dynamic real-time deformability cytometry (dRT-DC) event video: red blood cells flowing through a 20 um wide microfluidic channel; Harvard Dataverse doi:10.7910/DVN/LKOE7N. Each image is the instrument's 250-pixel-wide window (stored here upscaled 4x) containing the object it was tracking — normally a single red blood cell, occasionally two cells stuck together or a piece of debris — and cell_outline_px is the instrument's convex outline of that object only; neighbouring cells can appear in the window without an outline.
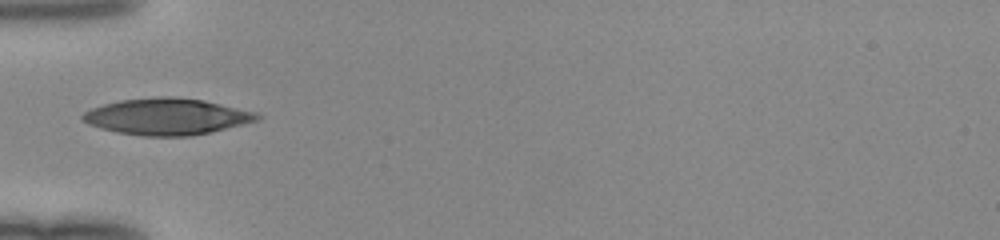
{"species": "human", "species_latin": "Homo sapiens", "temperature_condition": "room temperature", "stored_images_in_passage": 33, "camera_frame_rate_fps": 3000, "um_per_image_px": 0.085, "donor": {"sex": "female"}, "frame": {"image": 1, "passage_image": 1, "time_ms": 0.0, "image_size_px": [1000, 240], "cell_outline_px": [[264, 116], [260, 120], [244, 124], [192, 136], [144, 136], [116, 132], [100, 128], [88, 124], [80, 120], [80, 116], [84, 112], [92, 108], [104, 104], [120, 100], [160, 96], [172, 96], [204, 100], [256, 112]], "centroid_in_image_um": [14.18, 9.91], "position_along_channel_um": 70.8, "area_um2": 37.28}}
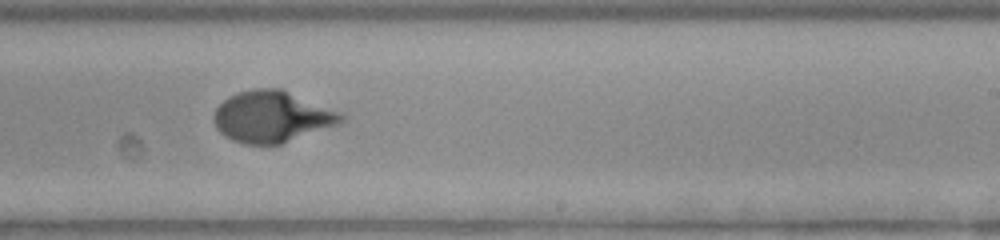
{"frame": {"image": 2, "passage_image": 15, "time_ms": 4.667, "image_size_px": [1000, 240], "cell_outline_px": [[344, 120], [340, 124], [280, 144], [244, 144], [232, 140], [224, 136], [216, 128], [212, 120], [212, 116], [216, 108], [228, 96], [240, 92], [256, 88], [280, 88], [340, 112], [344, 116]], "centroid_in_image_um": [23.09, 9.92], "position_along_channel_um": 265.9, "area_um2": 38.03}}
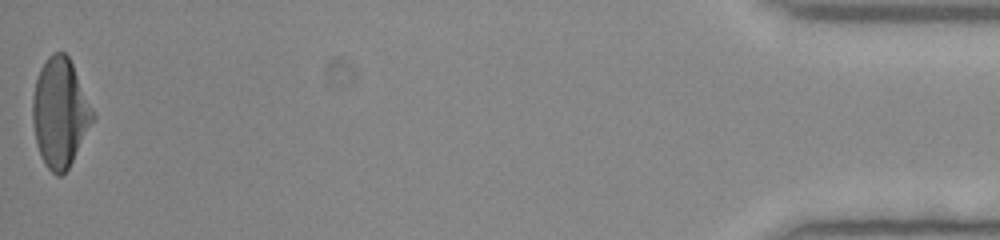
{"frame": {"image": 3, "passage_image": 33, "time_ms": 10.667, "image_size_px": [1000, 240], "cell_outline_px": [[96, 116], [68, 168], [60, 176], [56, 176], [44, 164], [40, 156], [36, 144], [32, 120], [32, 100], [36, 80], [40, 68], [48, 56], [52, 52], [64, 52], [68, 56], [72, 64]], "centroid_in_image_um": [5.08, 9.59], "position_along_channel_um": 430.1, "area_um2": 37.97}}